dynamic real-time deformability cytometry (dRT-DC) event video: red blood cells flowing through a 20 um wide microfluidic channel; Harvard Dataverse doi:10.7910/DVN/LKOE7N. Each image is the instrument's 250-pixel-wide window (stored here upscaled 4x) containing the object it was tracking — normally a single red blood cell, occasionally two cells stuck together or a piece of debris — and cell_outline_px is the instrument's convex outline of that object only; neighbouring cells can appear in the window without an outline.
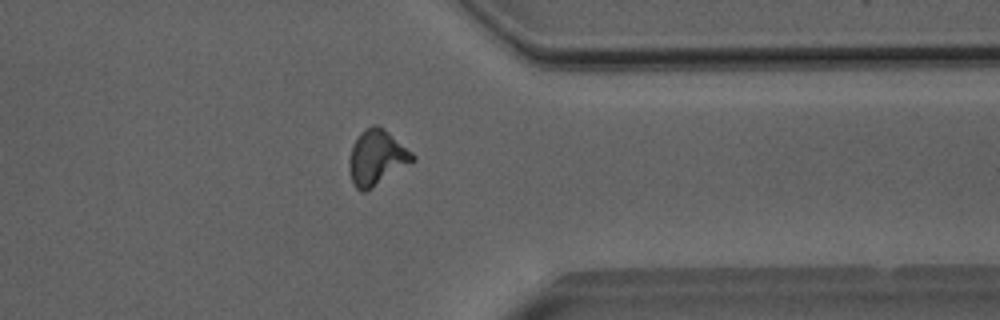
{"species": "Egyptian fruit bat (a non-hibernating species)", "species_latin": "Rousettus aegyptiacus", "temperature_condition": "room temperature", "stored_images_in_passage": 29, "camera_frame_rate_fps": 3000, "um_per_image_px": 0.085, "animal": {"sex": "male"}, "frame": {"image": 1, "passage_image": 28, "time_ms": 9.0, "image_size_px": [1000, 320], "cell_outline_px": [[416, 160], [364, 192], [360, 192], [352, 184], [348, 168], [348, 160], [352, 144], [360, 132], [364, 128], [372, 124], [376, 124], [384, 128], [412, 152], [416, 156]], "centroid_in_image_um": [31.99, 13.38], "position_along_channel_um": 379.4, "area_um2": 20.58}}